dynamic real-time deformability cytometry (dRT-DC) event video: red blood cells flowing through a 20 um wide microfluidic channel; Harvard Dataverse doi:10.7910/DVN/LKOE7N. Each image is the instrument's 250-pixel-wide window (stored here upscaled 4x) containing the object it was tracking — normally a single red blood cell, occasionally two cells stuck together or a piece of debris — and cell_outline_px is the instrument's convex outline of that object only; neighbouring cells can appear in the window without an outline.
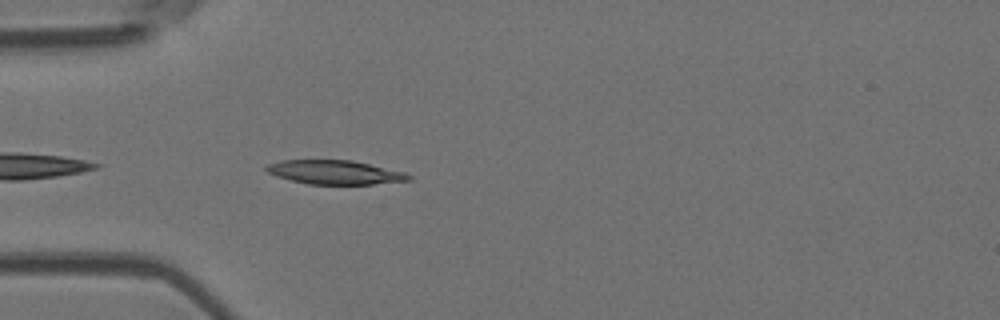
{"species": "Egyptian fruit bat (a non-hibernating species)", "species_latin": "Rousettus aegyptiacus", "temperature_condition": "room temperature", "stored_images_in_passage": 6, "camera_frame_rate_fps": 3000, "um_per_image_px": 0.085, "animal": {"sex": "female"}, "frame": {"image": 1, "passage_image": 2, "time_ms": 0.333, "image_size_px": [1000, 320], "cell_outline_px": [[412, 180], [372, 184], [308, 184], [276, 176], [268, 172], [264, 168], [264, 164], [280, 160], [352, 160], [404, 172], [412, 176]], "centroid_in_image_um": [28.43, 14.64], "position_along_channel_um": 56.6, "area_um2": 19.88}}